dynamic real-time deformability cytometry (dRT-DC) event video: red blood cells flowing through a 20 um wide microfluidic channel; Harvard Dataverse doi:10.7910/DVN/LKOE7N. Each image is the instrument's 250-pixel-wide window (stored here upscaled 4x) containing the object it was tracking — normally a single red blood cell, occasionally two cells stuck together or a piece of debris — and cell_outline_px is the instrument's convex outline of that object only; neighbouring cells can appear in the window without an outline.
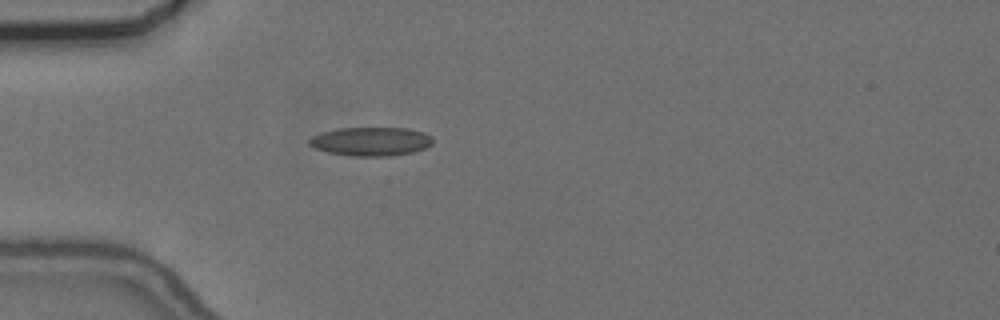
{"species": "common noctule bat (a hibernating species)", "species_latin": "Nyctalus noctula", "temperature_condition": "cold", "stored_images_in_passage": 34, "camera_frame_rate_fps": 3000, "um_per_image_px": 0.085, "animal": {"sex": "female", "body_mass_g": 24.6, "forearm_length_mm": 56.2}, "frame": {"image": 1, "passage_image": 1, "time_ms": 0.0, "image_size_px": [1000, 320], "cell_outline_px": [[432, 144], [424, 148], [412, 152], [392, 156], [352, 156], [328, 152], [316, 148], [308, 144], [308, 140], [312, 136], [320, 132], [336, 128], [408, 128], [424, 132], [432, 136]], "centroid_in_image_um": [31.52, 12.01], "position_along_channel_um": 53.5, "area_um2": 20.81}}
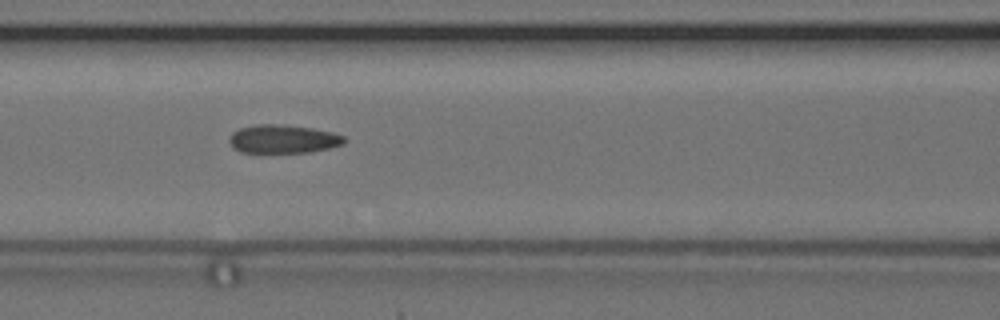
{"frame": {"image": 2, "passage_image": 9, "time_ms": 2.667, "image_size_px": [1000, 320], "cell_outline_px": [[348, 140], [344, 144], [312, 152], [240, 152], [232, 148], [228, 140], [232, 132], [240, 128], [256, 124], [276, 124], [312, 128], [332, 132], [344, 136]], "centroid_in_image_um": [24.06, 11.82], "position_along_channel_um": 142.5, "area_um2": 19.13}}
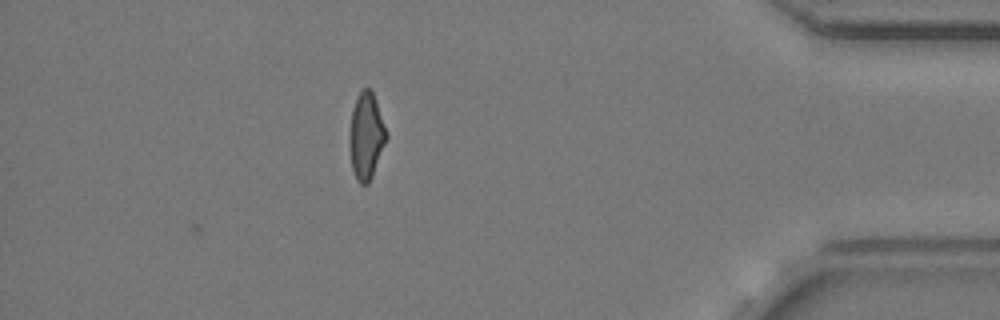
{"frame": {"image": 3, "passage_image": 34, "time_ms": 11.0, "image_size_px": [1000, 320], "cell_outline_px": [[388, 136], [372, 176], [368, 184], [360, 184], [356, 180], [352, 168], [348, 136], [352, 108], [356, 96], [364, 88], [368, 88], [372, 92], [376, 100], [388, 132]], "centroid_in_image_um": [31.12, 11.55], "position_along_channel_um": 404.1, "area_um2": 18.79}, "authors_computed_cell_mechanics": {"area_um2": 19.1029, "velocity_mm_per_s": 3.6667, "shape_relaxation_time_tau1_ms": 4.9839, "shape_relaxation_time_tau2_ms": 1.9848, "deformation_change_tau1": 0.1557, "deformation_change_tau2": 0.1073}}